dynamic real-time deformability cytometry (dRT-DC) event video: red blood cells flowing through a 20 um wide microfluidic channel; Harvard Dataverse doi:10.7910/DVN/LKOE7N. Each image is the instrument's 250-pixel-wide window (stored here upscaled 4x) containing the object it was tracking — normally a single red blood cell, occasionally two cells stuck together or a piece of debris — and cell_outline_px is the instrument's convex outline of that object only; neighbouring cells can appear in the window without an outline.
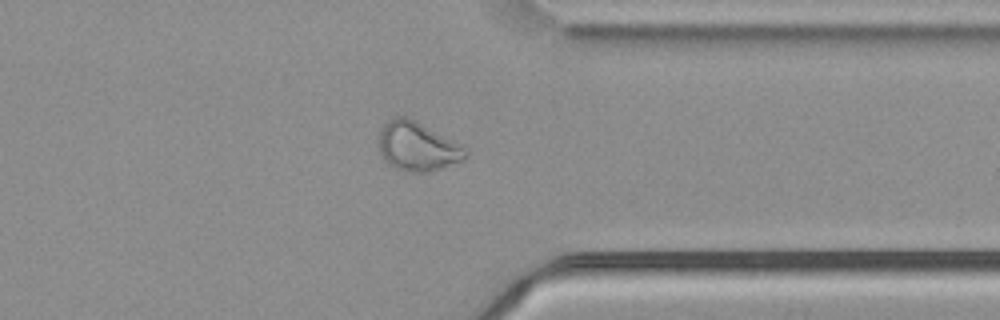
{"species": "common noctule bat (a hibernating species)", "species_latin": "Nyctalus noctula", "temperature_condition": "cold", "stored_images_in_passage": 44, "camera_frame_rate_fps": 3000, "um_per_image_px": 0.085, "animal": {"sex": "male", "body_mass_g": 21.5, "forearm_length_mm": 52.0}, "frame": {"image": 1, "passage_image": 32, "time_ms": 10.333, "image_size_px": [1000, 320], "cell_outline_px": [[468, 156], [464, 160], [428, 172], [408, 172], [396, 168], [388, 164], [380, 156], [380, 128], [392, 116], [404, 116], [416, 120], [464, 144], [468, 152]], "centroid_in_image_um": [35.52, 12.43], "position_along_channel_um": 375.9, "area_um2": 25.26}}